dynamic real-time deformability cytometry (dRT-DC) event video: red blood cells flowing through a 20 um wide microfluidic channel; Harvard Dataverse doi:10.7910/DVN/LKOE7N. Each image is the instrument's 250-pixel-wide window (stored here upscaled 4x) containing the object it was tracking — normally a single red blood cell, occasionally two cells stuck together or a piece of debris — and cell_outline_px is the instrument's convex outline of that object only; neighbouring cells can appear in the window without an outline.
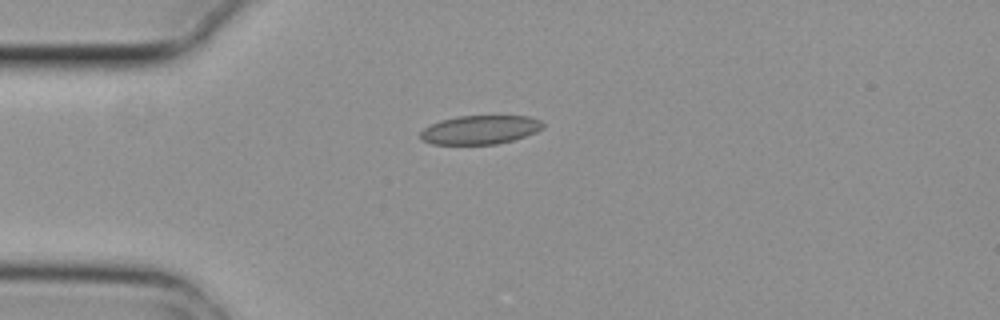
{"species": "common noctule bat (a hibernating species)", "species_latin": "Nyctalus noctula", "temperature_condition": "cold", "stored_images_in_passage": 2, "camera_frame_rate_fps": 3000, "um_per_image_px": 0.085, "animal": {"sex": "female", "body_mass_g": 29.2, "forearm_length_mm": 56.3}, "frame": {"image": 1, "passage_image": 1, "time_ms": 0.0, "image_size_px": [1000, 320], "cell_outline_px": [[544, 128], [536, 132], [512, 140], [496, 144], [432, 144], [420, 140], [420, 132], [424, 128], [440, 120], [456, 116], [528, 116], [540, 120], [544, 124]], "centroid_in_image_um": [40.79, 11.03], "position_along_channel_um": 44.2, "area_um2": 20.58}}